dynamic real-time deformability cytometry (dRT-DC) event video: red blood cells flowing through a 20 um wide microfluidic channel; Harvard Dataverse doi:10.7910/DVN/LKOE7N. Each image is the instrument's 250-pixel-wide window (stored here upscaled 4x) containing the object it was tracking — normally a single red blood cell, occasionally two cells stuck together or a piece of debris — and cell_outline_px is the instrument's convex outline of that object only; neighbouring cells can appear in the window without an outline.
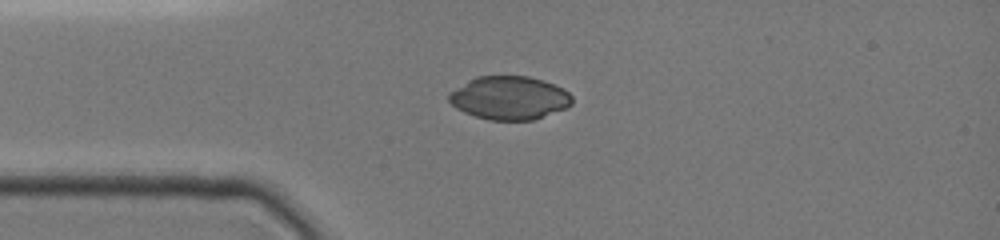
{"species": "common noctule bat (a hibernating species)", "species_latin": "Nyctalus noctula", "temperature_condition": "cold", "stored_images_in_passage": 2, "camera_frame_rate_fps": 3000, "um_per_image_px": 0.085, "animal": {"sex": "female", "body_mass_g": 19.0, "forearm_length_mm": 51.5}, "frame": {"image": 1, "passage_image": 1, "time_ms": 0.0, "image_size_px": [1000, 240], "cell_outline_px": [[572, 104], [564, 108], [532, 120], [488, 120], [464, 112], [456, 108], [448, 100], [448, 96], [452, 92], [468, 80], [476, 76], [528, 76], [552, 84], [568, 92], [572, 96]], "centroid_in_image_um": [43.27, 8.32], "position_along_channel_um": 41.7, "area_um2": 30.63}}